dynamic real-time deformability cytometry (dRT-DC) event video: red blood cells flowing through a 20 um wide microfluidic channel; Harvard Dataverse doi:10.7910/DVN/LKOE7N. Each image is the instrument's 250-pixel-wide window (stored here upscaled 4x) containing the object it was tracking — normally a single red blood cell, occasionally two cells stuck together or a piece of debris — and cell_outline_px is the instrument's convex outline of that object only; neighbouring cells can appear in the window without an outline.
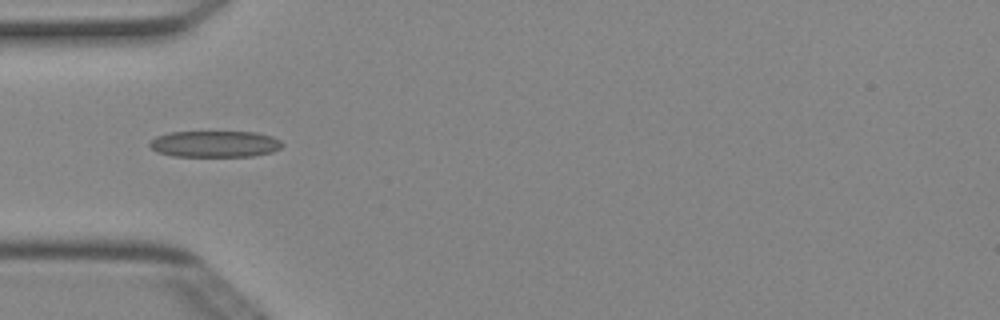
{"species": "Egyptian fruit bat (a non-hibernating species)", "species_latin": "Rousettus aegyptiacus", "temperature_condition": "cold", "stored_images_in_passage": 5, "camera_frame_rate_fps": 3000, "um_per_image_px": 0.085, "animal": {"sex": "female"}, "frame": {"image": 1, "passage_image": 5, "time_ms": 1.333, "image_size_px": [1000, 320], "cell_outline_px": [[284, 144], [280, 148], [272, 152], [252, 156], [172, 156], [156, 152], [148, 144], [156, 136], [168, 132], [256, 132], [272, 136], [280, 140]], "centroid_in_image_um": [18.26, 12.23], "position_along_channel_um": 66.7, "area_um2": 20.46}}